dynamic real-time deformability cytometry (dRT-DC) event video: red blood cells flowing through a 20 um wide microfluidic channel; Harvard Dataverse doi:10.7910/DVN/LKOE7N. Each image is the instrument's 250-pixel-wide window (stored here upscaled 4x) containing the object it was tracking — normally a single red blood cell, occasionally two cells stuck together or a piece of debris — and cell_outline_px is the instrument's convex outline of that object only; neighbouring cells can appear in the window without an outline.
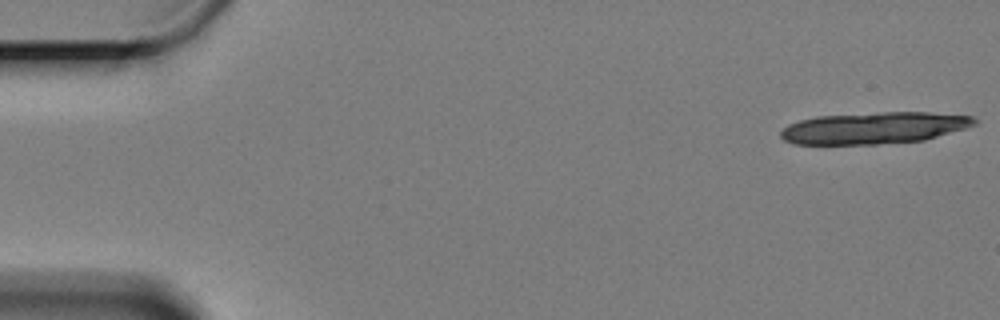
{"species": "Egyptian fruit bat (a non-hibernating species)", "species_latin": "Rousettus aegyptiacus", "temperature_condition": "cold", "stored_images_in_passage": 10, "camera_frame_rate_fps": 3000, "um_per_image_px": 0.085, "animal": {"sex": "female"}, "frame": {"image": 1, "passage_image": 1, "time_ms": 0.0, "image_size_px": [1000, 320], "cell_outline_px": [[980, 120], [976, 124], [964, 128], [924, 140], [876, 144], [792, 144], [784, 140], [780, 136], [780, 132], [788, 124], [800, 120], [816, 116], [884, 112], [928, 112], [972, 116]], "centroid_in_image_um": [74.28, 10.87], "position_along_channel_um": 10.7, "area_um2": 35.72}}